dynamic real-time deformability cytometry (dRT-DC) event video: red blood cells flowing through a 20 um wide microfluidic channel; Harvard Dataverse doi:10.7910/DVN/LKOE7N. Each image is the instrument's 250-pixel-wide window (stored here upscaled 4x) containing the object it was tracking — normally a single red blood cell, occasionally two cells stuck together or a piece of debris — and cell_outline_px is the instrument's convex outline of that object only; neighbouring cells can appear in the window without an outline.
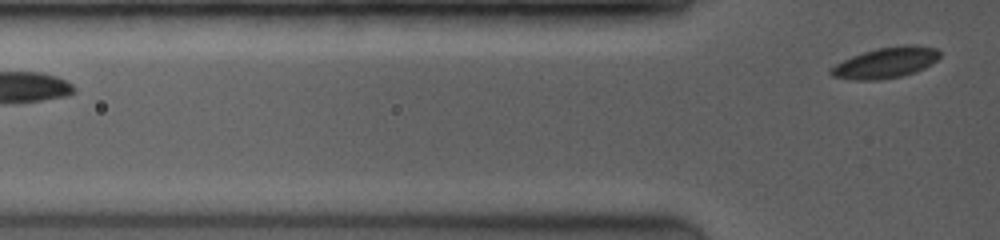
{"species": "common noctule bat (a hibernating species)", "species_latin": "Nyctalus noctula", "temperature_condition": "room temperature", "stored_images_in_passage": 4, "camera_frame_rate_fps": 3500, "um_per_image_px": 0.085, "animal": {"sex": "female", "body_mass_g": 19.0, "forearm_length_mm": 53.3}, "frame": {"image": 1, "passage_image": 4, "time_ms": 2.857, "image_size_px": [1000, 240], "cell_outline_px": [[940, 56], [936, 60], [924, 68], [900, 76], [876, 80], [856, 80], [832, 76], [828, 72], [836, 64], [852, 56], [876, 48], [904, 44], [916, 44], [936, 48], [940, 52]], "centroid_in_image_um": [75.3, 5.31], "position_along_channel_um": 50.5, "area_um2": 19.36}}